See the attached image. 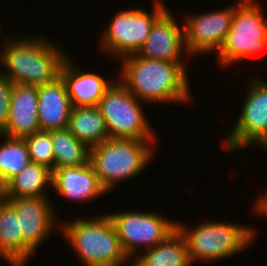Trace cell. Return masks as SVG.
<instances>
[{"instance_id":"cell-17","label":"cell","mask_w":267,"mask_h":266,"mask_svg":"<svg viewBox=\"0 0 267 266\" xmlns=\"http://www.w3.org/2000/svg\"><path fill=\"white\" fill-rule=\"evenodd\" d=\"M72 109L67 88L61 77L38 86V121L41 131L65 129Z\"/></svg>"},{"instance_id":"cell-5","label":"cell","mask_w":267,"mask_h":266,"mask_svg":"<svg viewBox=\"0 0 267 266\" xmlns=\"http://www.w3.org/2000/svg\"><path fill=\"white\" fill-rule=\"evenodd\" d=\"M177 230L185 238L192 264L235 255L250 246L256 234L250 226L225 221H204L193 230L177 222Z\"/></svg>"},{"instance_id":"cell-24","label":"cell","mask_w":267,"mask_h":266,"mask_svg":"<svg viewBox=\"0 0 267 266\" xmlns=\"http://www.w3.org/2000/svg\"><path fill=\"white\" fill-rule=\"evenodd\" d=\"M27 144L30 161L54 170V152L48 131H38L23 138Z\"/></svg>"},{"instance_id":"cell-25","label":"cell","mask_w":267,"mask_h":266,"mask_svg":"<svg viewBox=\"0 0 267 266\" xmlns=\"http://www.w3.org/2000/svg\"><path fill=\"white\" fill-rule=\"evenodd\" d=\"M13 83L0 73V131L7 125Z\"/></svg>"},{"instance_id":"cell-27","label":"cell","mask_w":267,"mask_h":266,"mask_svg":"<svg viewBox=\"0 0 267 266\" xmlns=\"http://www.w3.org/2000/svg\"><path fill=\"white\" fill-rule=\"evenodd\" d=\"M3 200V187L0 184V202Z\"/></svg>"},{"instance_id":"cell-20","label":"cell","mask_w":267,"mask_h":266,"mask_svg":"<svg viewBox=\"0 0 267 266\" xmlns=\"http://www.w3.org/2000/svg\"><path fill=\"white\" fill-rule=\"evenodd\" d=\"M134 266H190L185 238L176 230L163 243L132 257Z\"/></svg>"},{"instance_id":"cell-7","label":"cell","mask_w":267,"mask_h":266,"mask_svg":"<svg viewBox=\"0 0 267 266\" xmlns=\"http://www.w3.org/2000/svg\"><path fill=\"white\" fill-rule=\"evenodd\" d=\"M99 102L109 138L156 141L140 102L119 80Z\"/></svg>"},{"instance_id":"cell-23","label":"cell","mask_w":267,"mask_h":266,"mask_svg":"<svg viewBox=\"0 0 267 266\" xmlns=\"http://www.w3.org/2000/svg\"><path fill=\"white\" fill-rule=\"evenodd\" d=\"M1 136L5 138L0 145V184L4 187L31 161L23 138H12L0 134Z\"/></svg>"},{"instance_id":"cell-28","label":"cell","mask_w":267,"mask_h":266,"mask_svg":"<svg viewBox=\"0 0 267 266\" xmlns=\"http://www.w3.org/2000/svg\"><path fill=\"white\" fill-rule=\"evenodd\" d=\"M262 147L265 148V150H266L267 149V142Z\"/></svg>"},{"instance_id":"cell-16","label":"cell","mask_w":267,"mask_h":266,"mask_svg":"<svg viewBox=\"0 0 267 266\" xmlns=\"http://www.w3.org/2000/svg\"><path fill=\"white\" fill-rule=\"evenodd\" d=\"M67 57L60 69V77L66 85L72 107L98 106L114 82L92 72H81Z\"/></svg>"},{"instance_id":"cell-19","label":"cell","mask_w":267,"mask_h":266,"mask_svg":"<svg viewBox=\"0 0 267 266\" xmlns=\"http://www.w3.org/2000/svg\"><path fill=\"white\" fill-rule=\"evenodd\" d=\"M52 185V170L30 162L3 187V198L47 197L45 188Z\"/></svg>"},{"instance_id":"cell-4","label":"cell","mask_w":267,"mask_h":266,"mask_svg":"<svg viewBox=\"0 0 267 266\" xmlns=\"http://www.w3.org/2000/svg\"><path fill=\"white\" fill-rule=\"evenodd\" d=\"M154 143L147 140L108 138L91 147L89 162L103 188L109 192L118 181L139 175L150 163L156 145Z\"/></svg>"},{"instance_id":"cell-18","label":"cell","mask_w":267,"mask_h":266,"mask_svg":"<svg viewBox=\"0 0 267 266\" xmlns=\"http://www.w3.org/2000/svg\"><path fill=\"white\" fill-rule=\"evenodd\" d=\"M67 129L89 148L109 138L98 106L72 107Z\"/></svg>"},{"instance_id":"cell-10","label":"cell","mask_w":267,"mask_h":266,"mask_svg":"<svg viewBox=\"0 0 267 266\" xmlns=\"http://www.w3.org/2000/svg\"><path fill=\"white\" fill-rule=\"evenodd\" d=\"M249 86L241 114L225 139L227 150L236 151L249 144L262 148L267 142V83L256 78Z\"/></svg>"},{"instance_id":"cell-3","label":"cell","mask_w":267,"mask_h":266,"mask_svg":"<svg viewBox=\"0 0 267 266\" xmlns=\"http://www.w3.org/2000/svg\"><path fill=\"white\" fill-rule=\"evenodd\" d=\"M88 220V221H87ZM60 232L85 266H123L132 260L125 254L109 215L62 223Z\"/></svg>"},{"instance_id":"cell-15","label":"cell","mask_w":267,"mask_h":266,"mask_svg":"<svg viewBox=\"0 0 267 266\" xmlns=\"http://www.w3.org/2000/svg\"><path fill=\"white\" fill-rule=\"evenodd\" d=\"M55 192L70 201H88L107 193L101 185L92 165L57 168L52 171V185Z\"/></svg>"},{"instance_id":"cell-11","label":"cell","mask_w":267,"mask_h":266,"mask_svg":"<svg viewBox=\"0 0 267 266\" xmlns=\"http://www.w3.org/2000/svg\"><path fill=\"white\" fill-rule=\"evenodd\" d=\"M19 218L23 235V266L57 224L48 197L3 198ZM54 212V213H53ZM41 243V244H40Z\"/></svg>"},{"instance_id":"cell-8","label":"cell","mask_w":267,"mask_h":266,"mask_svg":"<svg viewBox=\"0 0 267 266\" xmlns=\"http://www.w3.org/2000/svg\"><path fill=\"white\" fill-rule=\"evenodd\" d=\"M167 10L155 1L153 13L143 9L123 10L116 13L103 35L102 48L119 57L137 54L146 41L154 22Z\"/></svg>"},{"instance_id":"cell-13","label":"cell","mask_w":267,"mask_h":266,"mask_svg":"<svg viewBox=\"0 0 267 266\" xmlns=\"http://www.w3.org/2000/svg\"><path fill=\"white\" fill-rule=\"evenodd\" d=\"M174 18L166 10L152 25L137 55L148 59L184 63L180 58L183 48L185 49L184 26L179 27Z\"/></svg>"},{"instance_id":"cell-14","label":"cell","mask_w":267,"mask_h":266,"mask_svg":"<svg viewBox=\"0 0 267 266\" xmlns=\"http://www.w3.org/2000/svg\"><path fill=\"white\" fill-rule=\"evenodd\" d=\"M37 106L38 86L14 83L8 122L0 134L24 138L40 131Z\"/></svg>"},{"instance_id":"cell-2","label":"cell","mask_w":267,"mask_h":266,"mask_svg":"<svg viewBox=\"0 0 267 266\" xmlns=\"http://www.w3.org/2000/svg\"><path fill=\"white\" fill-rule=\"evenodd\" d=\"M10 39L4 41L3 51H0L1 67L6 68L5 71L0 69V73L13 84L40 86L60 77L67 56L60 46L42 37Z\"/></svg>"},{"instance_id":"cell-21","label":"cell","mask_w":267,"mask_h":266,"mask_svg":"<svg viewBox=\"0 0 267 266\" xmlns=\"http://www.w3.org/2000/svg\"><path fill=\"white\" fill-rule=\"evenodd\" d=\"M0 257L12 266H23V235L14 209L0 202Z\"/></svg>"},{"instance_id":"cell-12","label":"cell","mask_w":267,"mask_h":266,"mask_svg":"<svg viewBox=\"0 0 267 266\" xmlns=\"http://www.w3.org/2000/svg\"><path fill=\"white\" fill-rule=\"evenodd\" d=\"M234 6L199 15H189L184 22L185 54L219 51L230 30Z\"/></svg>"},{"instance_id":"cell-22","label":"cell","mask_w":267,"mask_h":266,"mask_svg":"<svg viewBox=\"0 0 267 266\" xmlns=\"http://www.w3.org/2000/svg\"><path fill=\"white\" fill-rule=\"evenodd\" d=\"M54 152V170L89 163L90 148L67 128L49 131Z\"/></svg>"},{"instance_id":"cell-6","label":"cell","mask_w":267,"mask_h":266,"mask_svg":"<svg viewBox=\"0 0 267 266\" xmlns=\"http://www.w3.org/2000/svg\"><path fill=\"white\" fill-rule=\"evenodd\" d=\"M257 3L239 0L234 5L230 30L216 52L220 64L229 66L267 49V20Z\"/></svg>"},{"instance_id":"cell-26","label":"cell","mask_w":267,"mask_h":266,"mask_svg":"<svg viewBox=\"0 0 267 266\" xmlns=\"http://www.w3.org/2000/svg\"><path fill=\"white\" fill-rule=\"evenodd\" d=\"M262 197V198H261ZM255 212H257L258 215H262L265 218H267V193L265 196H260L258 200L255 202Z\"/></svg>"},{"instance_id":"cell-1","label":"cell","mask_w":267,"mask_h":266,"mask_svg":"<svg viewBox=\"0 0 267 266\" xmlns=\"http://www.w3.org/2000/svg\"><path fill=\"white\" fill-rule=\"evenodd\" d=\"M120 82L147 103H185L191 98L186 66L132 54L121 58ZM190 94V95H189Z\"/></svg>"},{"instance_id":"cell-9","label":"cell","mask_w":267,"mask_h":266,"mask_svg":"<svg viewBox=\"0 0 267 266\" xmlns=\"http://www.w3.org/2000/svg\"><path fill=\"white\" fill-rule=\"evenodd\" d=\"M112 220L121 246L132 260L139 245H145L146 249L163 243L177 230V222L158 216L154 212H115L108 214Z\"/></svg>"}]
</instances>
